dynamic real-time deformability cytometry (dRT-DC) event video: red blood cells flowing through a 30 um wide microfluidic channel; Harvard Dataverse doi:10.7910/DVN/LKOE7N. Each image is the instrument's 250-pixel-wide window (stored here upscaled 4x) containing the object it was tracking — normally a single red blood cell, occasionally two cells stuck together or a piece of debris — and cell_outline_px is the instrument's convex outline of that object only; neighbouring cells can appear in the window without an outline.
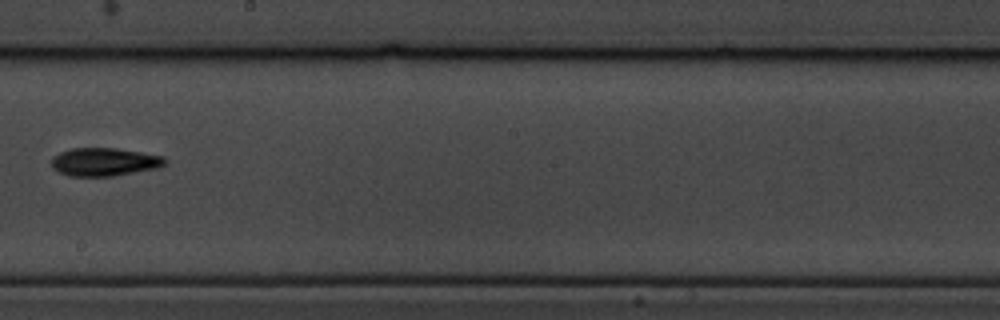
{"species": "common noctule bat (a hibernating species)", "species_latin": "Nyctalus noctula", "temperature_condition": "cold", "stored_images_in_passage": 11, "camera_frame_rate_fps": 3000, "um_per_image_px": 0.085, "animal": {"sex": "male", "body_mass_g": 19.5, "forearm_length_mm": 54.6}, "frame": {"image": 1, "passage_image": 10, "time_ms": 11.333, "image_size_px": [1000, 320], "cell_outline_px": [[168, 160], [160, 168], [112, 176], [68, 176], [52, 168], [52, 156], [60, 152], [72, 148], [116, 148], [164, 156]], "centroid_in_image_um": [8.88, 13.76], "position_along_channel_um": 239.3, "area_um2": 18.73}}
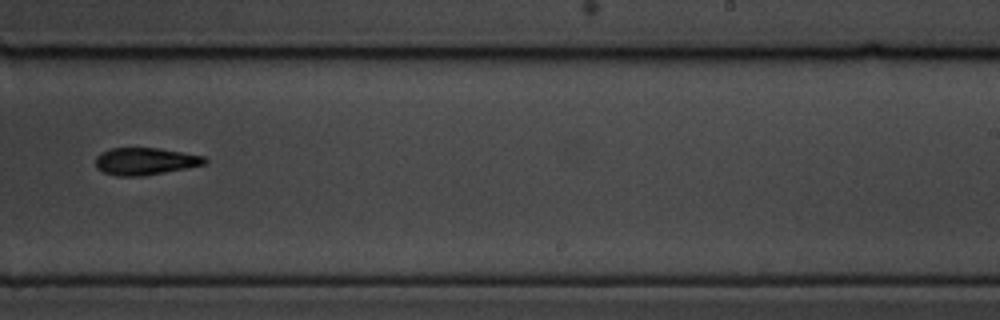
{"frame": {"image": 2, "passage_image": 11, "time_ms": 12.333, "image_size_px": [1000, 320], "cell_outline_px": [[208, 160], [204, 164], [184, 168], [140, 176], [116, 176], [104, 172], [96, 168], [96, 156], [100, 152], [112, 148], [160, 148], [204, 156]], "centroid_in_image_um": [12.3, 13.7], "position_along_channel_um": 276.7, "area_um2": 17.11}}